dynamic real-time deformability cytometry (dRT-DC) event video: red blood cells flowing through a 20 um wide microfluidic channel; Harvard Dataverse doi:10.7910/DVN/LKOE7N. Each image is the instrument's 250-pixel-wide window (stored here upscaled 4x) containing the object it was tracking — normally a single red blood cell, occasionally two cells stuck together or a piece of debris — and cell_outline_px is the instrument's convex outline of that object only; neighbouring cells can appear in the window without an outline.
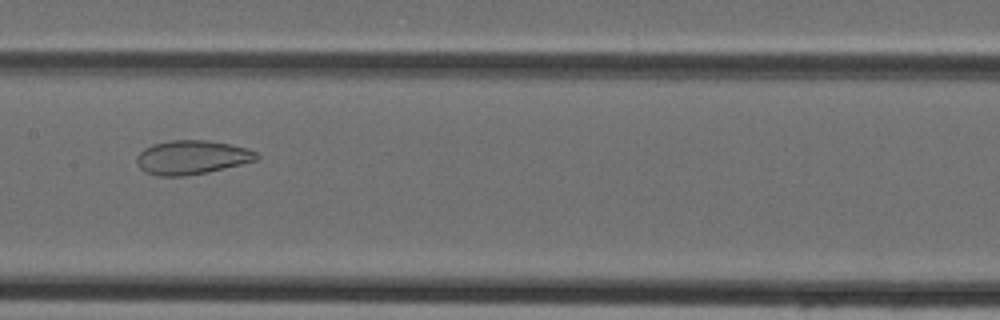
{"species": "Egyptian fruit bat (a non-hibernating species)", "species_latin": "Rousettus aegyptiacus", "temperature_condition": "cold", "stored_images_in_passage": 28, "camera_frame_rate_fps": 3000, "um_per_image_px": 0.085, "animal": {"sex": "female"}, "frame": {"image": 1, "passage_image": 15, "time_ms": 4.667, "image_size_px": [1000, 320], "cell_outline_px": [[260, 156], [256, 160], [208, 172], [184, 176], [156, 176], [144, 172], [140, 168], [136, 160], [136, 156], [144, 148], [156, 144], [172, 140], [204, 140], [228, 144], [248, 148], [256, 152]], "centroid_in_image_um": [16.28, 13.38], "position_along_channel_um": 191.1, "area_um2": 23.58}}
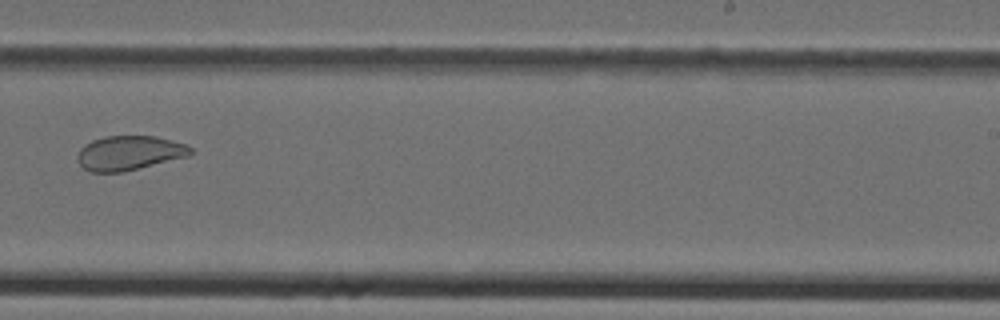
{"frame": {"image": 2, "passage_image": 21, "time_ms": 6.667, "image_size_px": [1000, 320], "cell_outline_px": [[196, 152], [188, 156], [124, 172], [92, 172], [84, 168], [80, 164], [76, 156], [80, 148], [84, 144], [92, 140], [104, 136], [156, 136], [172, 140], [184, 144], [192, 148]], "centroid_in_image_um": [10.99, 13.0], "position_along_channel_um": 278.0, "area_um2": 22.83}}
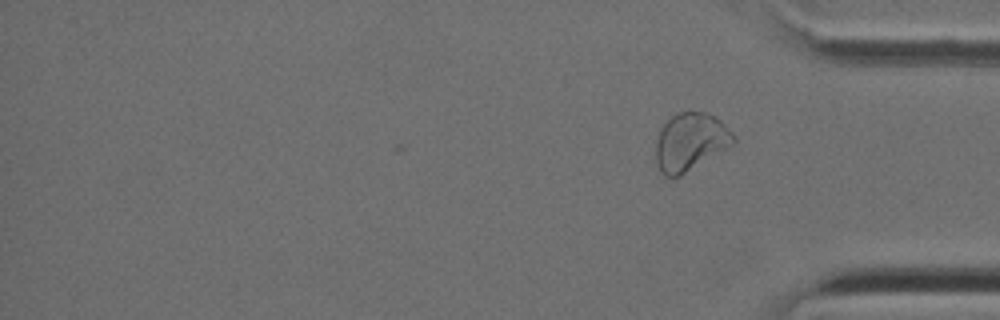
{"frame": {"image": 3, "passage_image": 28, "time_ms": 9.0, "image_size_px": [1000, 320], "cell_outline_px": [[736, 140], [732, 144], [680, 176], [664, 176], [660, 172], [656, 164], [656, 140], [660, 128], [672, 116], [680, 112], [708, 112], [720, 120], [736, 136]], "centroid_in_image_um": [58.66, 12.05], "position_along_channel_um": 376.5, "area_um2": 25.89}}